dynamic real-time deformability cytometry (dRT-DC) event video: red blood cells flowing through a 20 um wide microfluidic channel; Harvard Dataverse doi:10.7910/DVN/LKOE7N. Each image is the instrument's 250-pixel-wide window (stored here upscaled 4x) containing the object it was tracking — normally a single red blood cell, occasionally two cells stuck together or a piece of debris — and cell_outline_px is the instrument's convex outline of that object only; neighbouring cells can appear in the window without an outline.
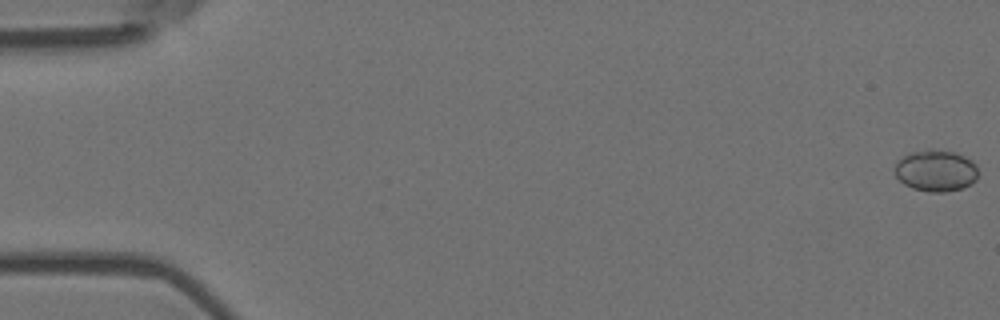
{"species": "Egyptian fruit bat (a non-hibernating species)", "species_latin": "Rousettus aegyptiacus", "temperature_condition": "room temperature", "stored_images_in_passage": 56, "camera_frame_rate_fps": 3000, "um_per_image_px": 0.085, "animal": {"sex": "female"}, "frame": {"image": 1, "passage_image": 1, "time_ms": 0.0, "image_size_px": [1000, 320], "cell_outline_px": [[976, 180], [972, 184], [960, 188], [944, 192], [928, 192], [912, 188], [904, 184], [896, 176], [896, 160], [912, 152], [928, 148], [932, 148], [956, 152], [972, 160], [976, 164]], "centroid_in_image_um": [79.55, 14.49], "position_along_channel_um": 5.5, "area_um2": 20.29}}
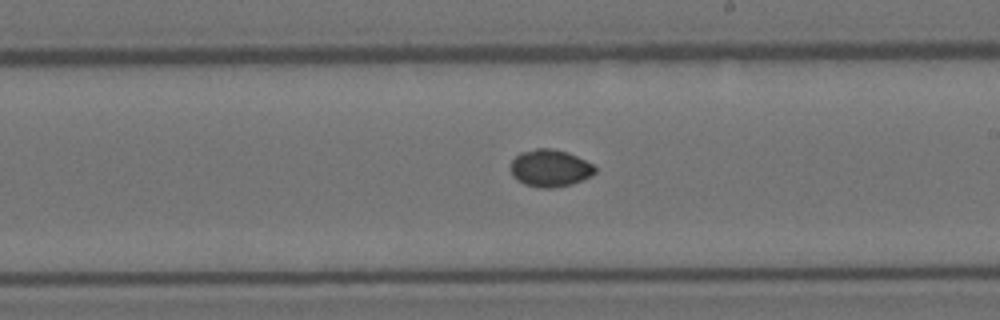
{"frame": {"image": 2, "passage_image": 33, "time_ms": 10.667, "image_size_px": [1000, 320], "cell_outline_px": [[596, 172], [592, 176], [572, 184], [552, 188], [536, 188], [524, 184], [516, 180], [512, 176], [512, 160], [520, 152], [536, 148], [552, 148], [568, 152], [592, 164], [596, 168]], "centroid_in_image_um": [46.75, 14.3], "position_along_channel_um": 242.2, "area_um2": 18.44}}
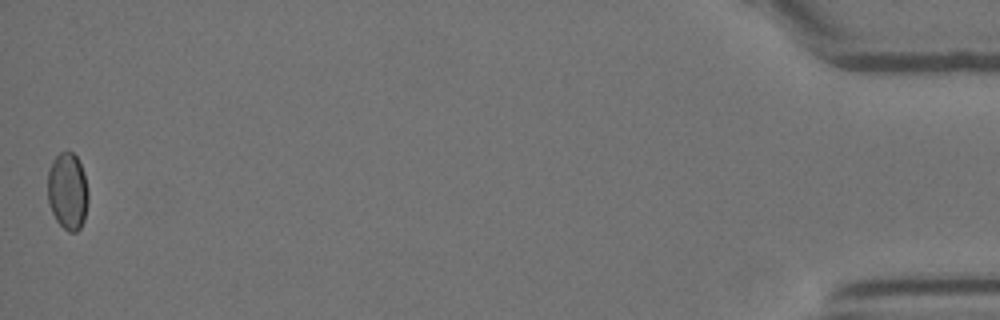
{"frame": {"image": 3, "passage_image": 56, "time_ms": 18.333, "image_size_px": [1000, 320], "cell_outline_px": [[88, 200], [84, 220], [80, 228], [76, 232], [68, 232], [56, 220], [52, 212], [48, 200], [48, 168], [56, 156], [60, 152], [72, 152], [76, 156], [84, 172], [88, 192]], "centroid_in_image_um": [5.75, 16.26], "position_along_channel_um": 429.4, "area_um2": 18.21}}